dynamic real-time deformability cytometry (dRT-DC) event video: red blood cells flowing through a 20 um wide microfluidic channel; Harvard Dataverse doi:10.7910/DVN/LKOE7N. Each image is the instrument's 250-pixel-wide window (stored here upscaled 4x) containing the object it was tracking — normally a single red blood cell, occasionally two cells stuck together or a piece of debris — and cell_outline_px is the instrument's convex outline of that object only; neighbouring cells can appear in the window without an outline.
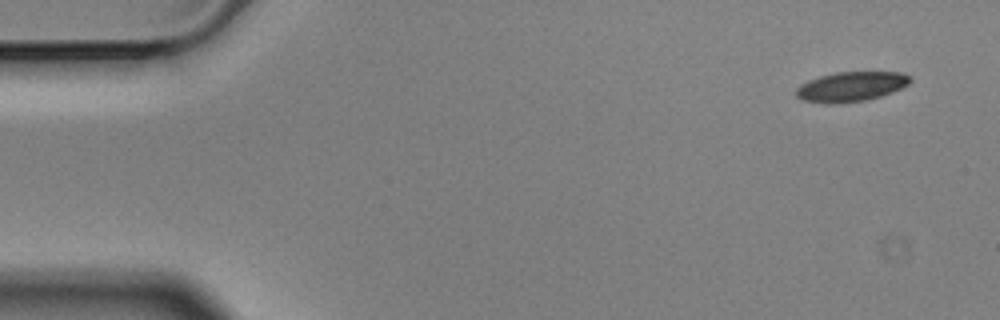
{"species": "Egyptian fruit bat (a non-hibernating species)", "species_latin": "Rousettus aegyptiacus", "temperature_condition": "cold", "stored_images_in_passage": 10, "camera_frame_rate_fps": 3000, "um_per_image_px": 0.085, "animal": {"sex": "male"}, "frame": {"image": 1, "passage_image": 1, "time_ms": 0.0, "image_size_px": [1000, 320], "cell_outline_px": [[912, 80], [908, 84], [892, 92], [868, 100], [836, 104], [824, 104], [804, 100], [796, 96], [796, 88], [800, 84], [808, 80], [820, 76], [836, 72], [900, 72], [908, 76]], "centroid_in_image_um": [72.3, 7.37], "position_along_channel_um": 12.7, "area_um2": 19.83}}
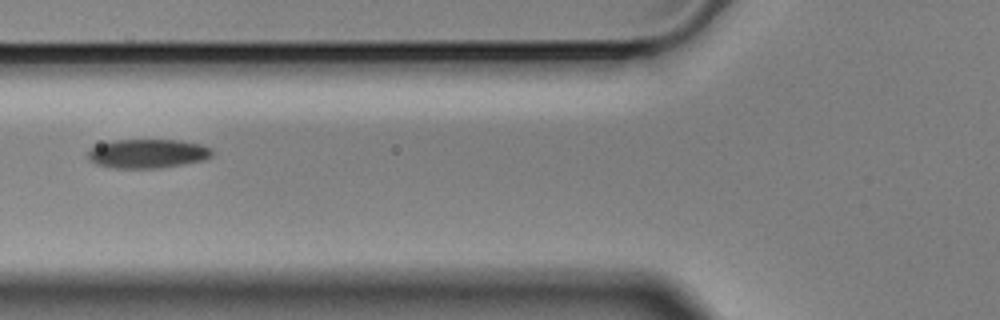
{"frame": {"image": 2, "passage_image": 6, "time_ms": 1.667, "image_size_px": [1000, 320], "cell_outline_px": [[212, 156], [204, 160], [160, 168], [112, 168], [96, 164], [88, 160], [88, 148], [112, 140], [180, 140], [200, 144], [212, 148]], "centroid_in_image_um": [12.52, 13.05], "position_along_channel_um": 113.3, "area_um2": 21.15}}
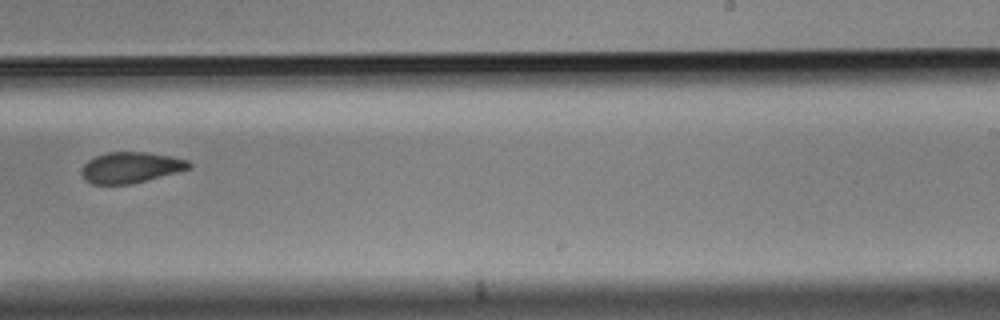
{"frame": {"image": 3, "passage_image": 10, "time_ms": 3.0, "image_size_px": [1000, 320], "cell_outline_px": [[192, 168], [132, 184], [92, 184], [84, 180], [80, 172], [84, 164], [88, 160], [96, 156], [108, 152], [144, 152], [172, 156], [188, 160], [192, 164]], "centroid_in_image_um": [11.11, 14.24], "position_along_channel_um": 277.9, "area_um2": 19.42}}